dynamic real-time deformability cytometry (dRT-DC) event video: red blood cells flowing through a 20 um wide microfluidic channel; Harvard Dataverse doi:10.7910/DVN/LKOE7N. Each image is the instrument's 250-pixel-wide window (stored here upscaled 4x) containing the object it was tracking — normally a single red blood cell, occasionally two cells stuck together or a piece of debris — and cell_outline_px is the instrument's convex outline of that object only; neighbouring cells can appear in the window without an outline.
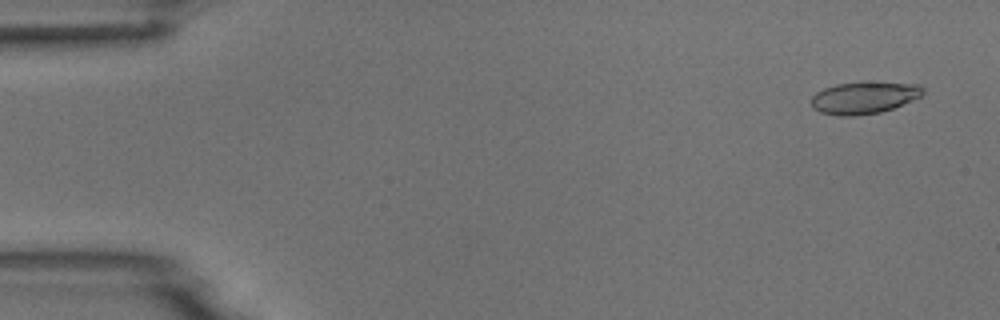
{"species": "common noctule bat (a hibernating species)", "species_latin": "Nyctalus noctula", "temperature_condition": "room temperature", "stored_images_in_passage": 4, "camera_frame_rate_fps": 3000, "um_per_image_px": 0.085, "animal": {"sex": "male", "body_mass_g": 18.8}, "frame": {"image": 1, "passage_image": 1, "time_ms": 0.0, "image_size_px": [1000, 320], "cell_outline_px": [[924, 92], [920, 96], [892, 108], [880, 112], [852, 116], [840, 116], [820, 112], [812, 108], [812, 96], [816, 92], [824, 88], [836, 84], [864, 80], [920, 84], [924, 88]], "centroid_in_image_um": [73.44, 8.26], "position_along_channel_um": 11.6, "area_um2": 21.21}}
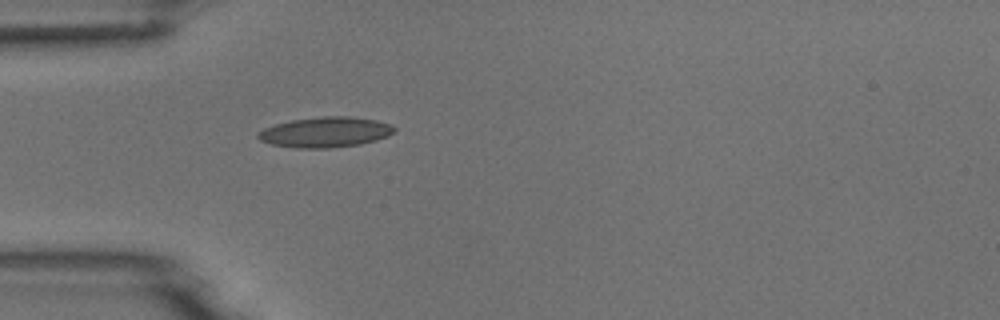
{"frame": {"image": 2, "passage_image": 4, "time_ms": 4.333, "image_size_px": [1000, 320], "cell_outline_px": [[396, 132], [388, 136], [376, 140], [360, 144], [332, 148], [296, 148], [272, 144], [260, 140], [256, 136], [256, 132], [264, 128], [276, 124], [292, 120], [324, 116], [348, 116], [376, 120], [388, 124], [396, 128]], "centroid_in_image_um": [27.65, 11.24], "position_along_channel_um": 57.3, "area_um2": 24.1}}